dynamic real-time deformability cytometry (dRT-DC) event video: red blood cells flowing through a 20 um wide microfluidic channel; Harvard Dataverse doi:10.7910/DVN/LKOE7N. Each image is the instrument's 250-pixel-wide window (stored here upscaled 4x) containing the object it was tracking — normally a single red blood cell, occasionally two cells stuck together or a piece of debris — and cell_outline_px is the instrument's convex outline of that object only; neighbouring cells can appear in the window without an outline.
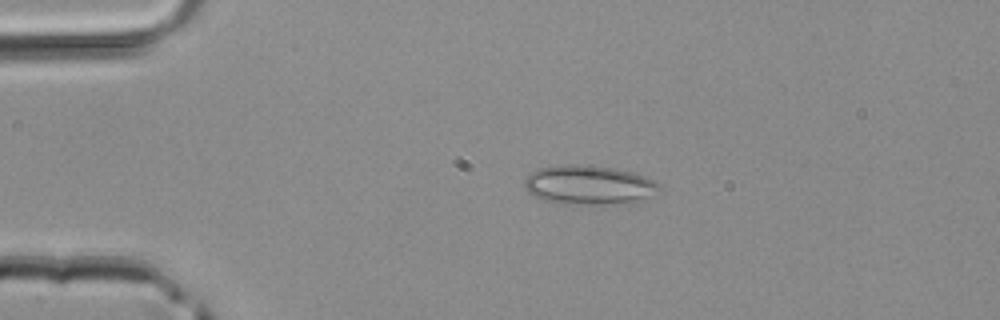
{"species": "common noctule bat (a hibernating species)", "species_latin": "Nyctalus noctula", "temperature_condition": "room temperature", "stored_images_in_passage": 36, "camera_frame_rate_fps": 3000, "um_per_image_px": 0.085, "animal": {"sex": "male", "body_mass_g": 20.4}, "frame": {"image": 1, "passage_image": 1, "time_ms": 0.0, "image_size_px": [1000, 320], "cell_outline_px": [[660, 188], [636, 204], [556, 204], [544, 200], [528, 192], [524, 188], [524, 180], [532, 172], [540, 168], [568, 164], [580, 164], [612, 168], [632, 172], [644, 176], [660, 184]], "centroid_in_image_um": [50.05, 15.74], "position_along_channel_um": 34.9, "area_um2": 30.92}}
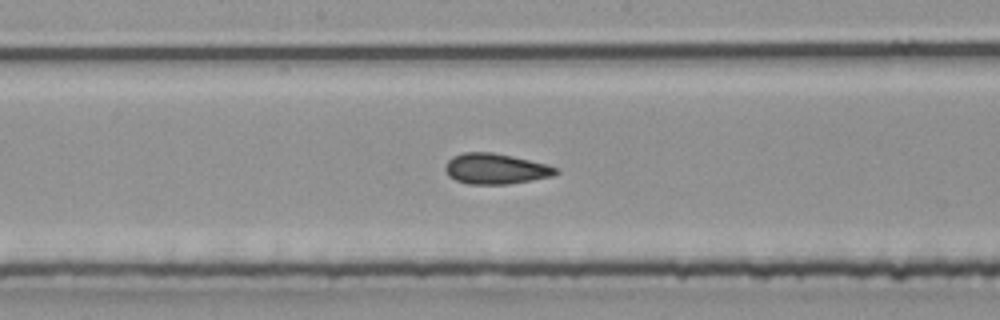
{"frame": {"image": 2, "passage_image": 15, "time_ms": 4.667, "image_size_px": [1000, 320], "cell_outline_px": [[560, 172], [552, 176], [508, 184], [468, 184], [456, 180], [448, 176], [444, 168], [448, 160], [452, 156], [464, 152], [492, 152], [512, 156], [548, 164], [560, 168]], "centroid_in_image_um": [42.14, 14.34], "position_along_channel_um": 206.1, "area_um2": 19.83}}
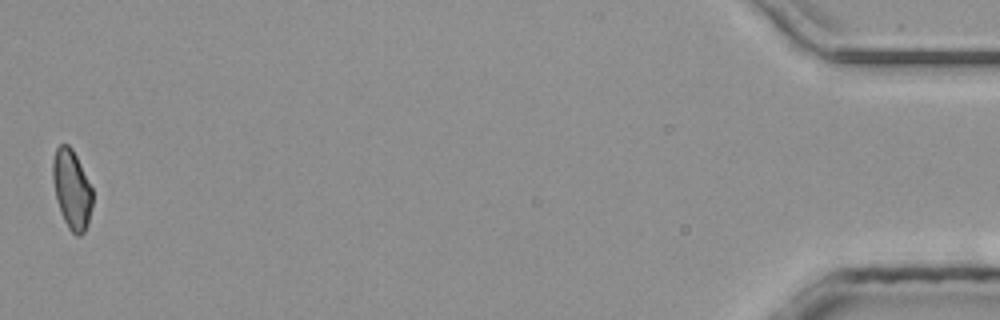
{"frame": {"image": 3, "passage_image": 36, "time_ms": 11.667, "image_size_px": [1000, 320], "cell_outline_px": [[92, 204], [88, 224], [84, 232], [80, 236], [76, 236], [68, 228], [60, 212], [56, 200], [52, 180], [52, 160], [56, 148], [60, 144], [68, 144], [72, 148], [92, 188]], "centroid_in_image_um": [6.08, 16.1], "position_along_channel_um": 429.1, "area_um2": 18.44}}